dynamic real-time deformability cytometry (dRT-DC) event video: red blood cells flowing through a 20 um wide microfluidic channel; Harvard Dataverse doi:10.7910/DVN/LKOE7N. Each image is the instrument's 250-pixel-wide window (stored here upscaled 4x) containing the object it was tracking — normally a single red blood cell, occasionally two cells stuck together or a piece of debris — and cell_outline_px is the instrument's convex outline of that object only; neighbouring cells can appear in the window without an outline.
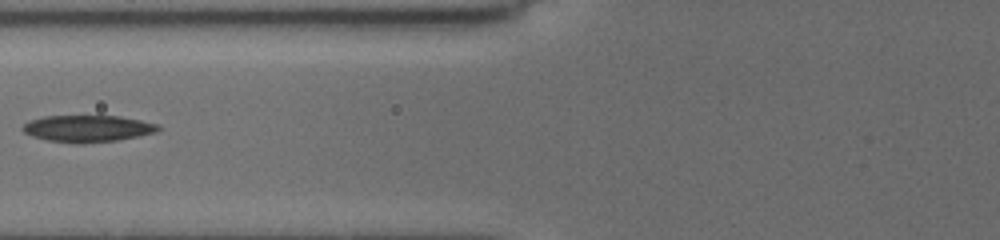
{"species": "common noctule bat (a hibernating species)", "species_latin": "Nyctalus noctula", "temperature_condition": "cold", "stored_images_in_passage": 10, "camera_frame_rate_fps": 3000, "um_per_image_px": 0.085, "animal": {"sex": "female", "body_mass_g": 19.5, "forearm_length_mm": 54.1}, "frame": {"image": 1, "passage_image": 7, "time_ms": 3.333, "image_size_px": [1000, 240], "cell_outline_px": [[160, 128], [156, 132], [140, 136], [116, 140], [84, 144], [76, 144], [48, 140], [32, 136], [24, 132], [20, 128], [24, 124], [32, 120], [44, 116], [120, 116], [160, 124]], "centroid_in_image_um": [7.47, 10.93], "position_along_channel_um": 118.3, "area_um2": 21.21}}
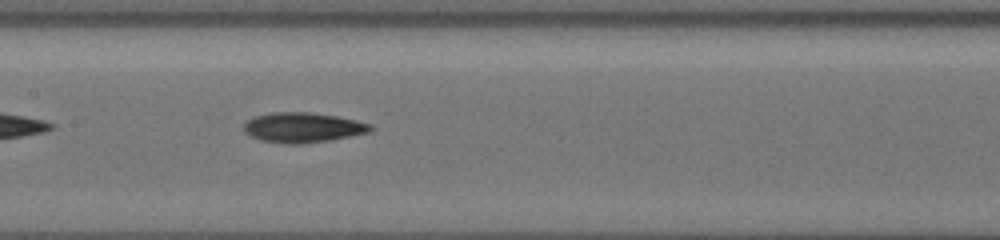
{"frame": {"image": 2, "passage_image": 10, "time_ms": 5.0, "image_size_px": [1000, 240], "cell_outline_px": [[372, 128], [368, 132], [328, 140], [296, 144], [292, 144], [264, 140], [252, 136], [244, 132], [244, 124], [252, 116], [272, 112], [312, 112], [336, 116], [356, 120], [372, 124]], "centroid_in_image_um": [25.72, 10.81], "position_along_channel_um": 181.7, "area_um2": 21.79}}